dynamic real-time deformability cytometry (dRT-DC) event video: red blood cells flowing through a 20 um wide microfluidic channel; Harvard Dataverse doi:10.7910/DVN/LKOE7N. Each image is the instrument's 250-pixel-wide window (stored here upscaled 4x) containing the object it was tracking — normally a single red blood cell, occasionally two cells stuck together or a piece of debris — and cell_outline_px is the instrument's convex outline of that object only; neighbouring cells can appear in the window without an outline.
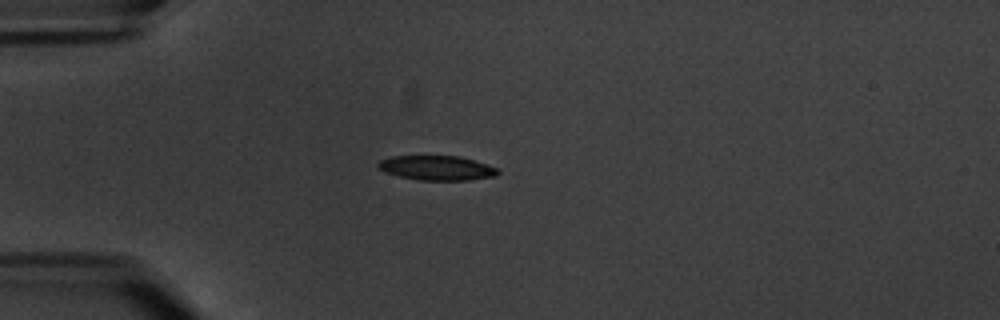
{"species": "common noctule bat (a hibernating species)", "species_latin": "Nyctalus noctula", "temperature_condition": "warm", "stored_images_in_passage": 8, "camera_frame_rate_fps": 3000, "um_per_image_px": 0.085, "animal": {"sex": "male", "body_mass_g": 20.1, "forearm_length_mm": 53.5}, "frame": {"image": 1, "passage_image": 5, "time_ms": 4.667, "image_size_px": [1000, 320], "cell_outline_px": [[500, 172], [496, 176], [468, 180], [420, 180], [400, 176], [384, 172], [376, 164], [380, 160], [392, 156], [460, 156], [496, 168]], "centroid_in_image_um": [37.11, 14.27], "position_along_channel_um": 47.9, "area_um2": 16.94}}